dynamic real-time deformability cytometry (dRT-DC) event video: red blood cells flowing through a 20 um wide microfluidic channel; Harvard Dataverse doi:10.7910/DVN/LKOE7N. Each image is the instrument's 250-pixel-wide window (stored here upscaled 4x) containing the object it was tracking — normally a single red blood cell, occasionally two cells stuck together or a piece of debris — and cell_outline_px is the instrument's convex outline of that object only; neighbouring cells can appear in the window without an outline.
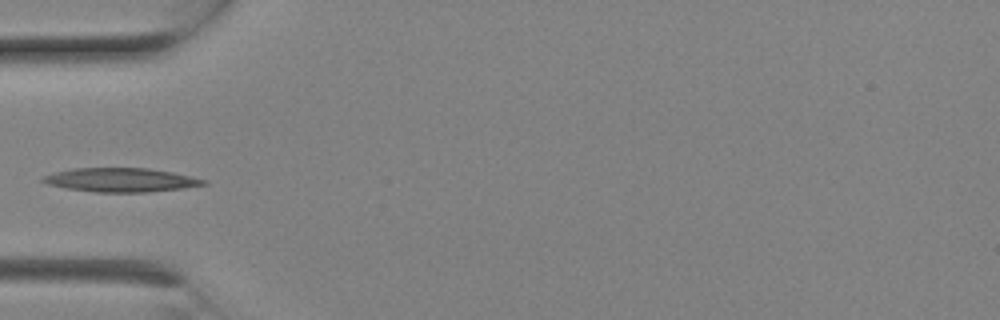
{"species": "Egyptian fruit bat (a non-hibernating species)", "species_latin": "Rousettus aegyptiacus", "temperature_condition": "room temperature", "stored_images_in_passage": 8, "camera_frame_rate_fps": 3000, "um_per_image_px": 0.085, "animal": {"sex": "female"}, "frame": {"image": 1, "passage_image": 6, "time_ms": 1.667, "image_size_px": [1000, 320], "cell_outline_px": [[208, 184], [180, 188], [148, 192], [96, 192], [64, 188], [48, 184], [40, 180], [44, 176], [52, 172], [72, 168], [148, 168], [172, 172], [208, 180]], "centroid_in_image_um": [10.24, 15.29], "position_along_channel_um": 74.8, "area_um2": 22.37}}
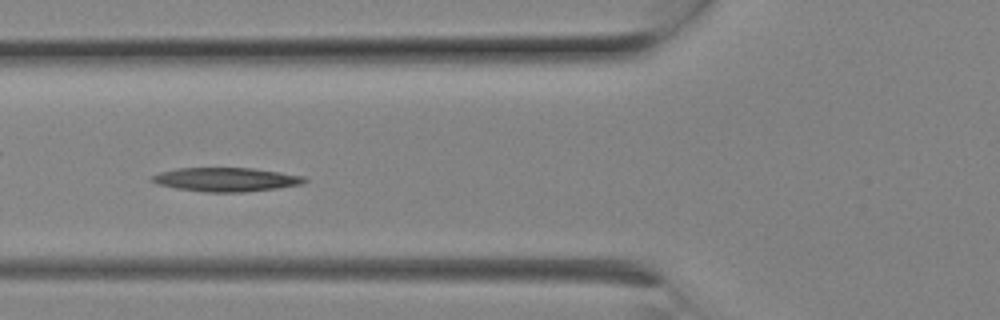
{"frame": {"image": 2, "passage_image": 7, "time_ms": 2.0, "image_size_px": [1000, 320], "cell_outline_px": [[308, 180], [300, 184], [276, 188], [244, 192], [208, 192], [176, 188], [160, 184], [148, 180], [152, 176], [160, 172], [176, 168], [252, 168], [280, 172], [304, 176]], "centroid_in_image_um": [19.2, 15.25], "position_along_channel_um": 106.6, "area_um2": 21.04}}
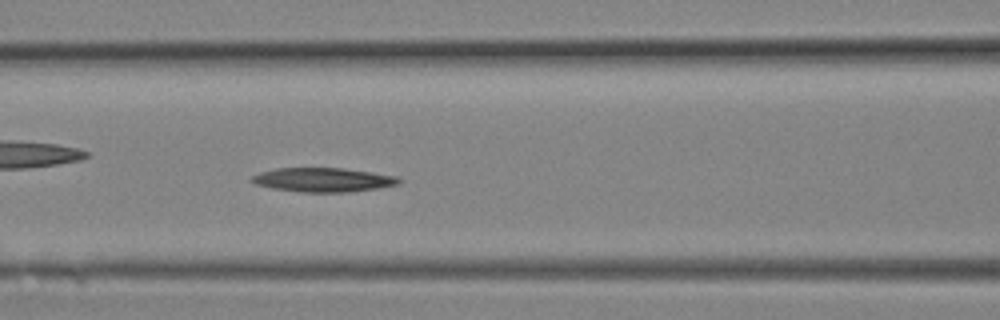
{"frame": {"image": 3, "passage_image": 8, "time_ms": 2.333, "image_size_px": [1000, 320], "cell_outline_px": [[404, 180], [400, 184], [376, 188], [348, 192], [300, 192], [272, 188], [256, 184], [248, 180], [252, 176], [260, 172], [276, 168], [344, 168], [372, 172], [396, 176]], "centroid_in_image_um": [27.47, 15.28], "position_along_channel_um": 139.1, "area_um2": 20.75}}